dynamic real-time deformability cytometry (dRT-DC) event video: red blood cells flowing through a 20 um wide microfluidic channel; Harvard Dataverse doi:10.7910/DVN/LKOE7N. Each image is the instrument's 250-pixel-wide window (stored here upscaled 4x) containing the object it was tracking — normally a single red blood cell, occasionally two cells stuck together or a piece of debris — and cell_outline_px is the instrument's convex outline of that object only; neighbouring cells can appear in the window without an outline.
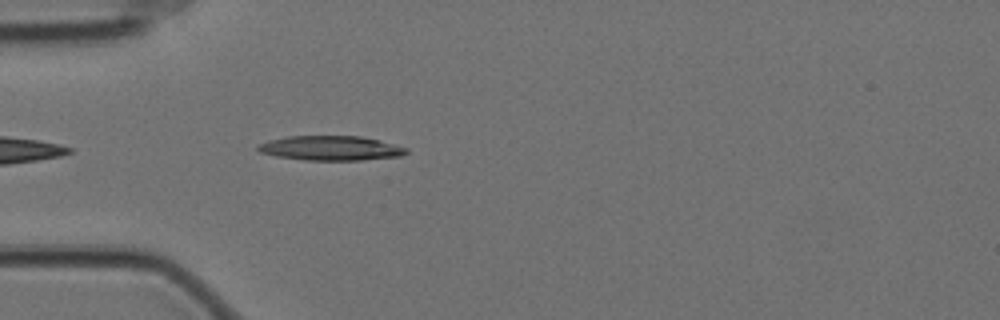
{"species": "Egyptian fruit bat (a non-hibernating species)", "species_latin": "Rousettus aegyptiacus", "temperature_condition": "cold", "stored_images_in_passage": 7, "camera_frame_rate_fps": 3000, "um_per_image_px": 0.085, "animal": {"sex": "female"}, "frame": {"image": 1, "passage_image": 3, "time_ms": 0.667, "image_size_px": [1000, 320], "cell_outline_px": [[408, 152], [400, 156], [360, 160], [304, 160], [276, 156], [260, 152], [256, 148], [260, 144], [268, 140], [288, 136], [360, 136], [380, 140], [408, 148]], "centroid_in_image_um": [28.12, 12.59], "position_along_channel_um": 56.9, "area_um2": 21.21}}
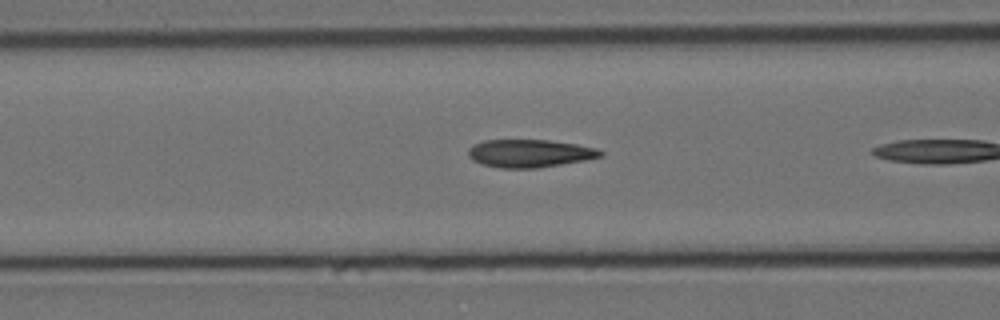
{"frame": {"image": 2, "passage_image": 6, "time_ms": 1.667, "image_size_px": [1000, 320], "cell_outline_px": [[604, 156], [588, 160], [536, 168], [500, 168], [480, 164], [472, 160], [468, 156], [468, 148], [472, 144], [484, 140], [548, 140], [576, 144], [596, 148], [604, 152]], "centroid_in_image_um": [45.01, 13.04], "position_along_channel_um": 121.6, "area_um2": 21.73}}